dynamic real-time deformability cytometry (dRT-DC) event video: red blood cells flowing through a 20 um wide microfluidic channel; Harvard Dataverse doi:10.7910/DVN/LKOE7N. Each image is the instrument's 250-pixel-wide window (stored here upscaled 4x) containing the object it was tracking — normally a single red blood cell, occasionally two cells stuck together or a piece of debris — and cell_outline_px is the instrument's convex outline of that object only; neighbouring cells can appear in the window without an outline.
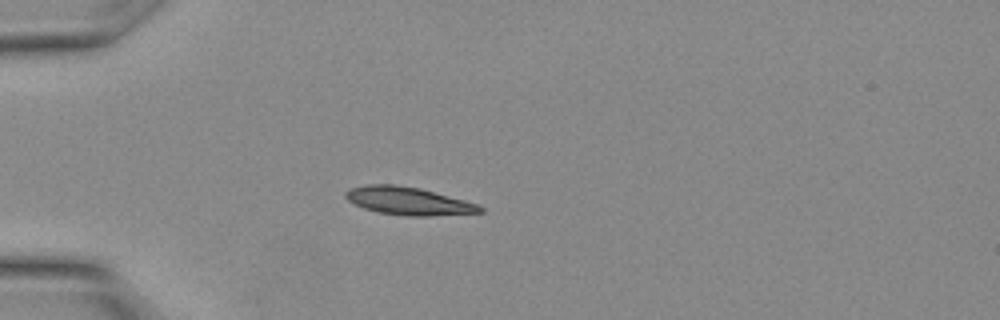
{"species": "Egyptian fruit bat (a non-hibernating species)", "species_latin": "Rousettus aegyptiacus", "temperature_condition": "warm", "stored_images_in_passage": 11, "camera_frame_rate_fps": 3000, "um_per_image_px": 0.085, "animal": {"sex": "female"}, "frame": {"image": 1, "passage_image": 1, "time_ms": 0.0, "image_size_px": [1000, 320], "cell_outline_px": [[484, 212], [428, 216], [408, 216], [380, 212], [364, 208], [348, 200], [344, 196], [344, 192], [352, 188], [364, 184], [396, 184], [420, 188], [464, 200], [476, 204], [484, 208]], "centroid_in_image_um": [34.7, 17.07], "position_along_channel_um": 50.3, "area_um2": 21.68}}
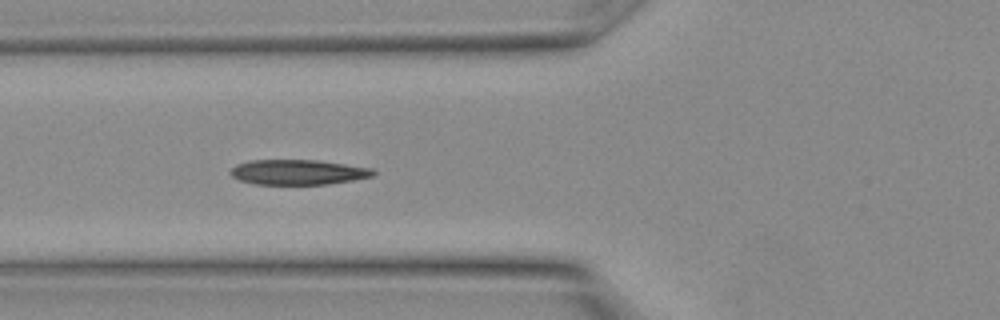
{"frame": {"image": 2, "passage_image": 4, "time_ms": 1.0, "image_size_px": [1000, 320], "cell_outline_px": [[376, 172], [372, 176], [352, 180], [328, 184], [252, 184], [240, 180], [232, 176], [228, 172], [236, 164], [248, 160], [316, 160], [372, 168]], "centroid_in_image_um": [25.28, 14.63], "position_along_channel_um": 100.5, "area_um2": 20.81}}
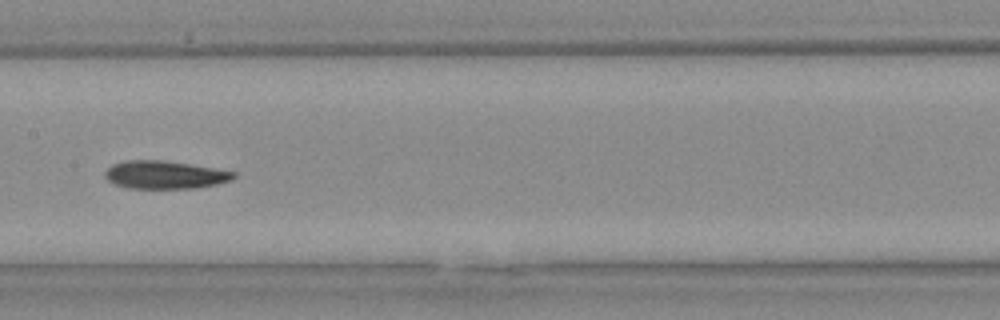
{"frame": {"image": 3, "passage_image": 8, "time_ms": 2.333, "image_size_px": [1000, 320], "cell_outline_px": [[236, 176], [232, 180], [216, 184], [196, 188], [128, 188], [116, 184], [108, 180], [104, 176], [104, 172], [112, 164], [124, 160], [160, 160], [188, 164], [236, 172]], "centroid_in_image_um": [13.99, 14.86], "position_along_channel_um": 193.4, "area_um2": 20.81}}